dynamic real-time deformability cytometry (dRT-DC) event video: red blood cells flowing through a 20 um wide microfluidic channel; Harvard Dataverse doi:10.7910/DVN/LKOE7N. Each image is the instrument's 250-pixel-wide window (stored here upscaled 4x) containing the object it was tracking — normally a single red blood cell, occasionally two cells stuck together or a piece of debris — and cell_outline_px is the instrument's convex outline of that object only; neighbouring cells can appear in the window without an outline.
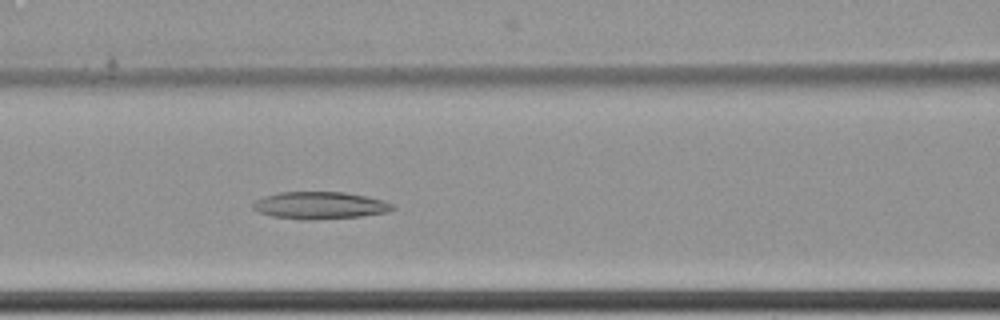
{"species": "common noctule bat (a hibernating species)", "species_latin": "Nyctalus noctula", "temperature_condition": "cold", "stored_images_in_passage": 4, "camera_frame_rate_fps": 3000, "um_per_image_px": 0.085, "animal": {"sex": "female", "body_mass_g": 22.7, "forearm_length_mm": 54.2}, "frame": {"image": 1, "passage_image": 4, "time_ms": 1.0, "image_size_px": [1000, 320], "cell_outline_px": [[396, 208], [388, 212], [360, 216], [312, 220], [304, 220], [272, 216], [260, 212], [252, 208], [252, 204], [256, 200], [264, 196], [280, 192], [344, 192], [384, 200], [396, 204]], "centroid_in_image_um": [27.22, 17.46], "position_along_channel_um": 139.4, "area_um2": 22.2}}